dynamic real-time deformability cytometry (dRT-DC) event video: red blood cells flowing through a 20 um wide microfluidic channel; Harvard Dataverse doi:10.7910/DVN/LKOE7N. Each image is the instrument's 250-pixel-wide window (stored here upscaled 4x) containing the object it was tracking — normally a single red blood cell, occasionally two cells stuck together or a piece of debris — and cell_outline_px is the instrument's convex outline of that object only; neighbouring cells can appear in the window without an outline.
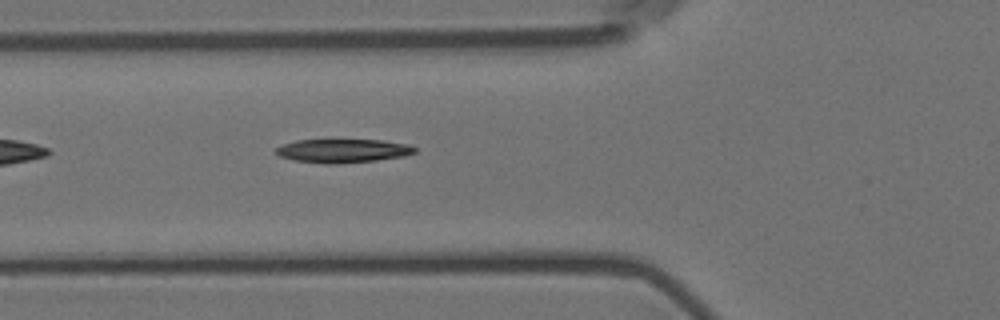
{"species": "Egyptian fruit bat (a non-hibernating species)", "species_latin": "Rousettus aegyptiacus", "temperature_condition": "room temperature", "stored_images_in_passage": 5, "camera_frame_rate_fps": 3000, "um_per_image_px": 0.085, "animal": {"sex": "female"}, "frame": {"image": 1, "passage_image": 5, "time_ms": 1.333, "image_size_px": [1000, 320], "cell_outline_px": [[416, 152], [404, 156], [376, 160], [336, 164], [324, 164], [296, 160], [280, 156], [272, 152], [276, 148], [284, 144], [296, 140], [380, 140], [408, 144], [416, 148]], "centroid_in_image_um": [29.13, 12.82], "position_along_channel_um": 96.7, "area_um2": 19.07}}